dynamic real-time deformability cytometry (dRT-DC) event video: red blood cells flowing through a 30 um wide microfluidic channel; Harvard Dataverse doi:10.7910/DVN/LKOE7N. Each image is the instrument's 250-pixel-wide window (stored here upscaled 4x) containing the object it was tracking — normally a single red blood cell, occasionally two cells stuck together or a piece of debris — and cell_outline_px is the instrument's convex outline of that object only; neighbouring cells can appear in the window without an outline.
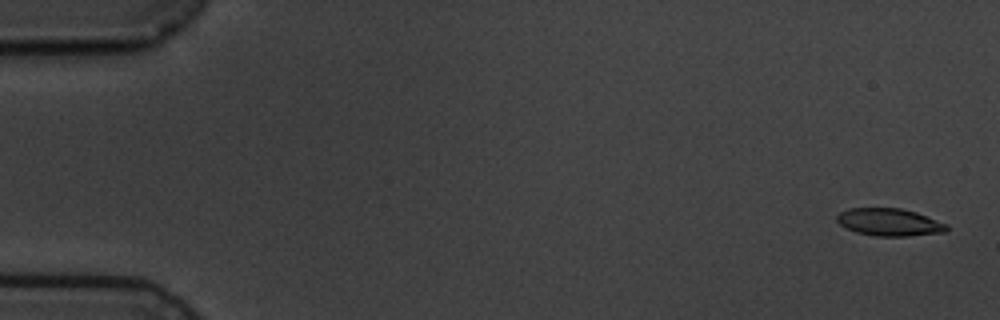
{"species": "common noctule bat (a hibernating species)", "species_latin": "Nyctalus noctula", "temperature_condition": "cold", "stored_images_in_passage": 6, "camera_frame_rate_fps": 3000, "um_per_image_px": 0.085, "animal": {"sex": "male", "body_mass_g": 19.5, "forearm_length_mm": 54.6}, "frame": {"image": 1, "passage_image": 1, "time_ms": 0.0, "image_size_px": [1000, 320], "cell_outline_px": [[948, 228], [944, 232], [908, 236], [876, 236], [856, 232], [844, 228], [836, 220], [836, 216], [840, 212], [848, 208], [900, 208], [916, 212], [948, 224]], "centroid_in_image_um": [75.57, 18.88], "position_along_channel_um": 9.4, "area_um2": 17.63}}
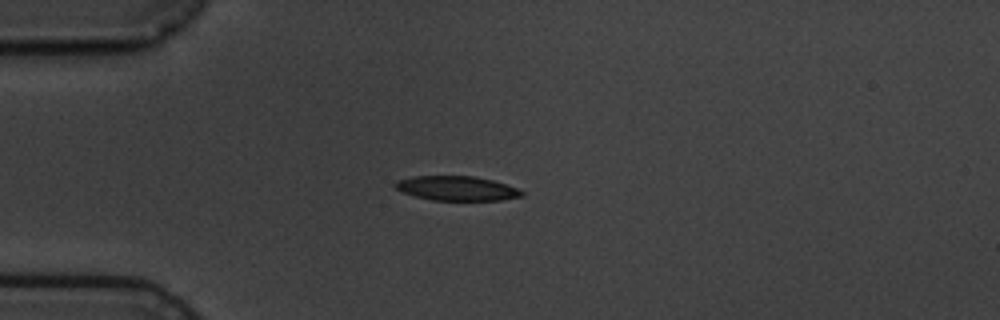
{"frame": {"image": 2, "passage_image": 5, "time_ms": 4.333, "image_size_px": [1000, 320], "cell_outline_px": [[524, 196], [504, 200], [432, 200], [416, 196], [404, 192], [396, 188], [392, 184], [396, 180], [412, 176], [476, 176], [492, 180], [516, 188], [524, 192]], "centroid_in_image_um": [38.82, 16.0], "position_along_channel_um": 46.2, "area_um2": 18.03}}